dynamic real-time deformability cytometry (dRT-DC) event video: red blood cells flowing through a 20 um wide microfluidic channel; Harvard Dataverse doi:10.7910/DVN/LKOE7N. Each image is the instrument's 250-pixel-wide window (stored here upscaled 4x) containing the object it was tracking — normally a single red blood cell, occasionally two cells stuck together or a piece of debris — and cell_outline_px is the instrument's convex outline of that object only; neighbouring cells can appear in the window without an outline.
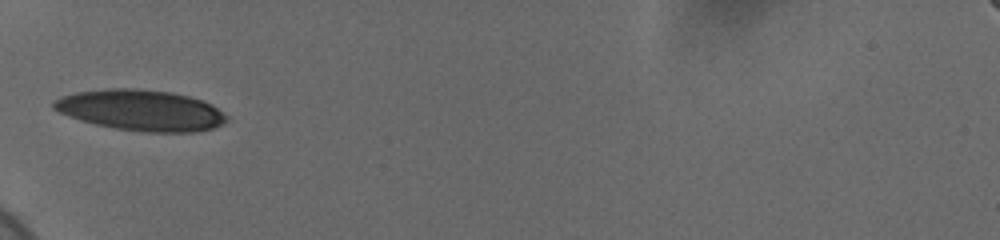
{"species": "human", "species_latin": "Homo sapiens", "temperature_condition": "cold", "stored_images_in_passage": 24, "camera_frame_rate_fps": 3000, "um_per_image_px": 0.085, "donor": {"sex": "female"}, "frame": {"image": 1, "passage_image": 1, "time_ms": 0.0, "image_size_px": [1000, 240], "cell_outline_px": [[228, 120], [224, 124], [212, 128], [196, 132], [140, 132], [112, 128], [80, 120], [68, 116], [52, 108], [52, 100], [60, 96], [76, 92], [108, 88], [136, 88], [172, 92], [188, 96], [212, 104], [228, 116]], "centroid_in_image_um": [11.96, 9.37], "position_along_channel_um": 73.0, "area_um2": 41.56}}
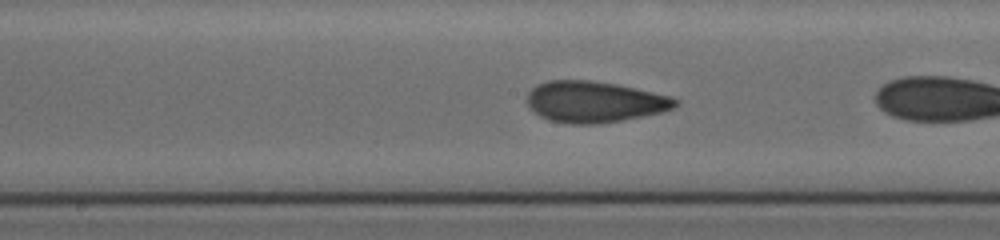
{"frame": {"image": 2, "passage_image": 9, "time_ms": 2.667, "image_size_px": [1000, 240], "cell_outline_px": [[680, 104], [672, 108], [660, 112], [600, 124], [572, 124], [548, 120], [540, 116], [524, 100], [528, 92], [536, 84], [548, 80], [592, 80], [616, 84], [672, 96], [680, 100]], "centroid_in_image_um": [50.5, 8.64], "position_along_channel_um": 197.7, "area_um2": 35.66}}
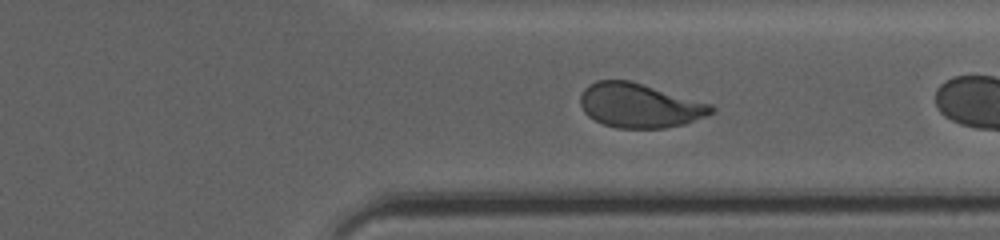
{"frame": {"image": 3, "passage_image": 22, "time_ms": 7.0, "image_size_px": [1000, 240], "cell_outline_px": [[716, 108], [712, 112], [704, 116], [684, 124], [664, 128], [616, 128], [604, 124], [588, 116], [584, 112], [580, 104], [580, 96], [584, 88], [588, 84], [596, 80], [628, 80], [712, 104]], "centroid_in_image_um": [54.33, 8.96], "position_along_channel_um": 357.1, "area_um2": 33.64}}